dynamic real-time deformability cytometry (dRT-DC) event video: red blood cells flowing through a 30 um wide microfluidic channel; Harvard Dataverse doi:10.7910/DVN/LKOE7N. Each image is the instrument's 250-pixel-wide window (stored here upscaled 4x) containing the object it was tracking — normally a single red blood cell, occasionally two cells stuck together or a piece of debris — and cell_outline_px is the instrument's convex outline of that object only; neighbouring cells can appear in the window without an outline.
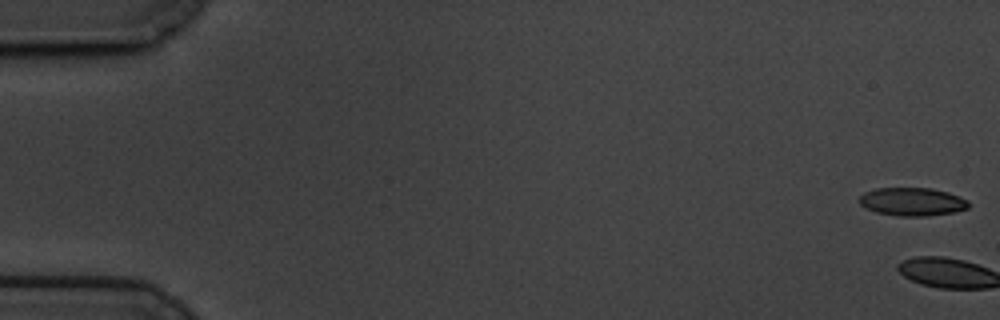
{"species": "common noctule bat (a hibernating species)", "species_latin": "Nyctalus noctula", "temperature_condition": "cold", "stored_images_in_passage": 3, "camera_frame_rate_fps": 3000, "um_per_image_px": 0.085, "animal": {"sex": "male", "body_mass_g": 19.5, "forearm_length_mm": 54.6}, "frame": {"image": 1, "passage_image": 1, "time_ms": 0.0, "image_size_px": [1000, 320], "cell_outline_px": [[968, 208], [956, 212], [928, 216], [900, 216], [876, 212], [864, 208], [860, 204], [860, 196], [864, 192], [876, 188], [932, 188], [948, 192], [960, 196], [968, 200]], "centroid_in_image_um": [77.55, 17.14], "position_along_channel_um": 7.4, "area_um2": 18.09}}